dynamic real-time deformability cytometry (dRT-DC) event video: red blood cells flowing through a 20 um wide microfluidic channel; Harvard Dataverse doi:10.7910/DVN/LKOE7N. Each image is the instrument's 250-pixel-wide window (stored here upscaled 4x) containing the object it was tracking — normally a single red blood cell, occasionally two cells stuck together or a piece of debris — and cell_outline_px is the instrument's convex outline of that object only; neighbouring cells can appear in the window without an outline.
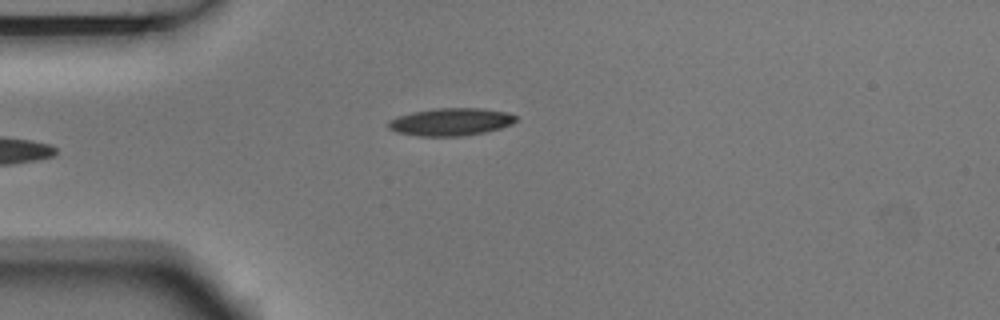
{"species": "Egyptian fruit bat (a non-hibernating species)", "species_latin": "Rousettus aegyptiacus", "temperature_condition": "room temperature", "stored_images_in_passage": 7, "camera_frame_rate_fps": 3000, "um_per_image_px": 0.085, "animal": {"sex": "male"}, "frame": {"image": 1, "passage_image": 4, "time_ms": 1.0, "image_size_px": [1000, 320], "cell_outline_px": [[516, 120], [512, 124], [500, 128], [484, 132], [460, 136], [416, 136], [396, 132], [388, 128], [388, 120], [396, 116], [412, 112], [432, 108], [484, 108], [508, 112], [516, 116]], "centroid_in_image_um": [38.28, 10.35], "position_along_channel_um": 46.7, "area_um2": 20.69}}
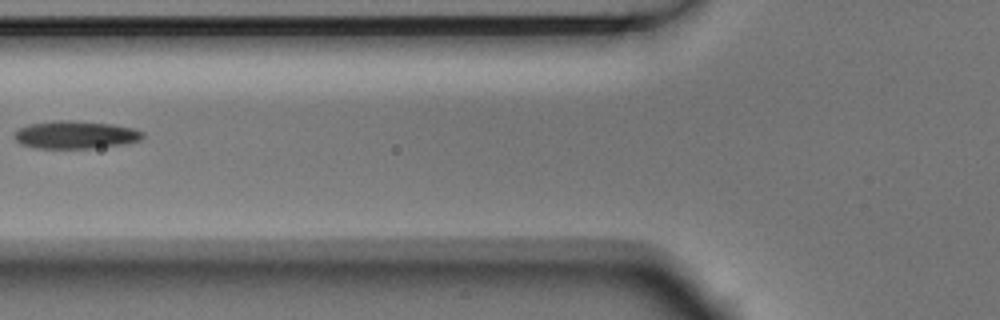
{"frame": {"image": 2, "passage_image": 6, "time_ms": 1.667, "image_size_px": [1000, 320], "cell_outline_px": [[144, 136], [140, 140], [128, 144], [92, 148], [36, 148], [20, 144], [12, 136], [20, 128], [32, 124], [56, 120], [68, 120], [112, 124], [132, 128], [144, 132]], "centroid_in_image_um": [6.44, 11.47], "position_along_channel_um": 119.4, "area_um2": 20.75}}
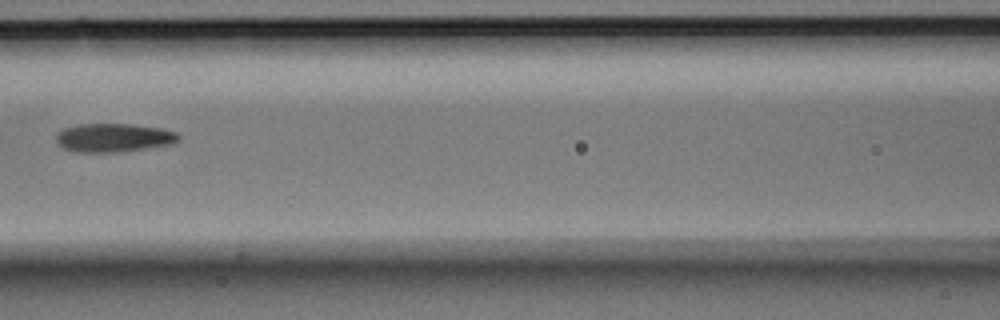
{"frame": {"image": 3, "passage_image": 7, "time_ms": 2.0, "image_size_px": [1000, 320], "cell_outline_px": [[180, 140], [172, 144], [120, 152], [80, 152], [64, 148], [56, 140], [56, 136], [64, 128], [80, 124], [132, 124], [160, 128], [176, 132], [180, 136]], "centroid_in_image_um": [9.7, 11.7], "position_along_channel_um": 156.9, "area_um2": 20.23}}